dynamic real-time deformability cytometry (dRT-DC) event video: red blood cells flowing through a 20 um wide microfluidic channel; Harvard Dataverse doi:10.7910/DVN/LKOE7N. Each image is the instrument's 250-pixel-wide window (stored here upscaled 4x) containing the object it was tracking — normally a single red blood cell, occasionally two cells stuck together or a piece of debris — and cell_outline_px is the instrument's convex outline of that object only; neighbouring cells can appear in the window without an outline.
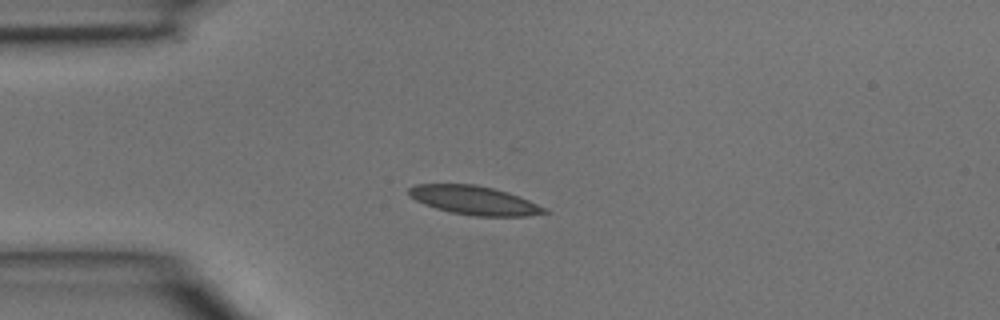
{"species": "common noctule bat (a hibernating species)", "species_latin": "Nyctalus noctula", "temperature_condition": "room temperature", "stored_images_in_passage": 5, "camera_frame_rate_fps": 3000, "um_per_image_px": 0.085, "animal": {"sex": "male", "body_mass_g": 15.6}, "frame": {"image": 1, "passage_image": 5, "time_ms": 1.333, "image_size_px": [1000, 320], "cell_outline_px": [[548, 212], [528, 216], [472, 216], [452, 212], [436, 208], [424, 204], [416, 200], [408, 192], [408, 188], [416, 184], [476, 184], [508, 192], [520, 196], [544, 208]], "centroid_in_image_um": [40.3, 17.02], "position_along_channel_um": 44.7, "area_um2": 22.48}}